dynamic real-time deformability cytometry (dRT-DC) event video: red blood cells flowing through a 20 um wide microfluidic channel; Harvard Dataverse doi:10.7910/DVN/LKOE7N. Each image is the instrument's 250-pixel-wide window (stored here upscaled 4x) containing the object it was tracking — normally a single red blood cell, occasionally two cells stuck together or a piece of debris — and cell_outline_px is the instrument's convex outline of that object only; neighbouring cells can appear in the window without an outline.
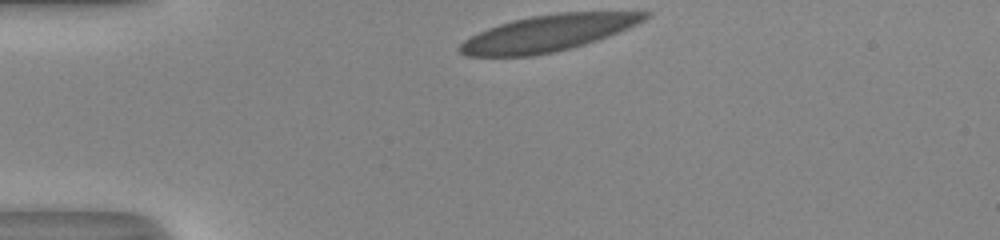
{"species": "human", "species_latin": "Homo sapiens", "temperature_condition": "room temperature", "stored_images_in_passage": 30, "camera_frame_rate_fps": 3000, "um_per_image_px": 0.085, "donor": {"sex": "male"}, "frame": {"image": 1, "passage_image": 1, "time_ms": 0.0, "image_size_px": [1000, 240], "cell_outline_px": [[652, 16], [628, 28], [608, 36], [572, 48], [532, 56], [468, 56], [460, 52], [456, 48], [464, 40], [488, 28], [512, 20], [532, 16], [560, 12], [652, 12]], "centroid_in_image_um": [46.59, 2.81], "position_along_channel_um": 38.4, "area_um2": 38.84}}
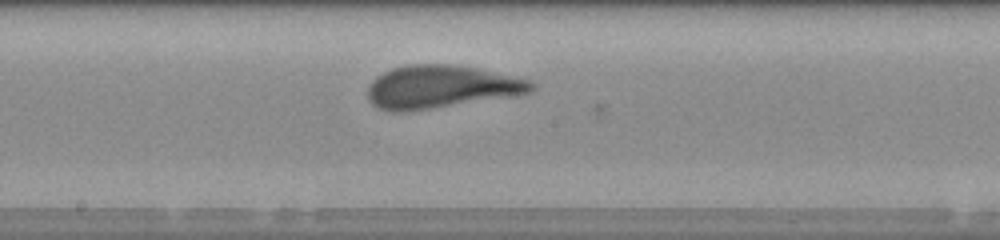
{"frame": {"image": 2, "passage_image": 17, "time_ms": 5.333, "image_size_px": [1000, 240], "cell_outline_px": [[536, 88], [520, 96], [400, 112], [392, 112], [380, 108], [372, 104], [368, 100], [368, 88], [372, 80], [376, 76], [392, 68], [408, 64], [452, 64], [476, 68], [532, 80], [536, 84]], "centroid_in_image_um": [37.52, 7.38], "position_along_channel_um": 210.7, "area_um2": 41.15}}
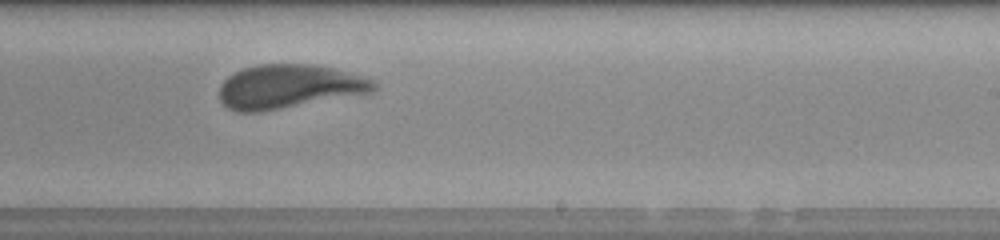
{"frame": {"image": 3, "passage_image": 21, "time_ms": 6.667, "image_size_px": [1000, 240], "cell_outline_px": [[380, 84], [372, 92], [260, 112], [240, 112], [228, 108], [220, 100], [220, 84], [228, 76], [244, 68], [256, 64], [312, 64], [332, 68], [376, 80]], "centroid_in_image_um": [24.57, 7.35], "position_along_channel_um": 264.4, "area_um2": 39.36}, "authors_computed_cell_mechanics": {"area_um2": 40.0843, "velocity_mm_per_s": 4.0371, "shape_relaxation_time_tau1_ms": 4.1546, "shape_relaxation_time_tau2_ms": null, "deformation_change_tau1": 0.1555, "deformation_change_tau2": null}}